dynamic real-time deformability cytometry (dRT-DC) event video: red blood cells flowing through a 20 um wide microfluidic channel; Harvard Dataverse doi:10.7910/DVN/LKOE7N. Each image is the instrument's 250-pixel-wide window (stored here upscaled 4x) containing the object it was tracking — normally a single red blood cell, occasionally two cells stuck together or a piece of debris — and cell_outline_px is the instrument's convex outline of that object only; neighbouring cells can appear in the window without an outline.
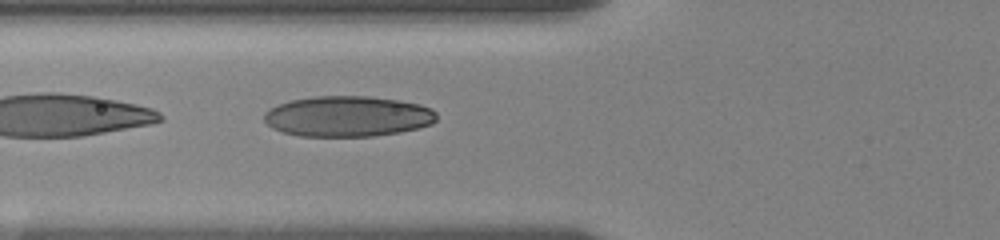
{"species": "human", "species_latin": "Homo sapiens", "temperature_condition": "room temperature", "stored_images_in_passage": 5, "camera_frame_rate_fps": 3000, "um_per_image_px": 0.085, "donor": {"sex": "female"}, "frame": {"image": 1, "passage_image": 5, "time_ms": 3.333, "image_size_px": [1000, 240], "cell_outline_px": [[436, 120], [432, 124], [420, 128], [400, 132], [376, 136], [300, 136], [284, 132], [272, 128], [264, 120], [264, 112], [268, 108], [292, 100], [316, 96], [368, 96], [400, 100], [420, 104], [432, 108], [436, 112]], "centroid_in_image_um": [29.59, 9.89], "position_along_channel_um": 96.2, "area_um2": 41.04}}